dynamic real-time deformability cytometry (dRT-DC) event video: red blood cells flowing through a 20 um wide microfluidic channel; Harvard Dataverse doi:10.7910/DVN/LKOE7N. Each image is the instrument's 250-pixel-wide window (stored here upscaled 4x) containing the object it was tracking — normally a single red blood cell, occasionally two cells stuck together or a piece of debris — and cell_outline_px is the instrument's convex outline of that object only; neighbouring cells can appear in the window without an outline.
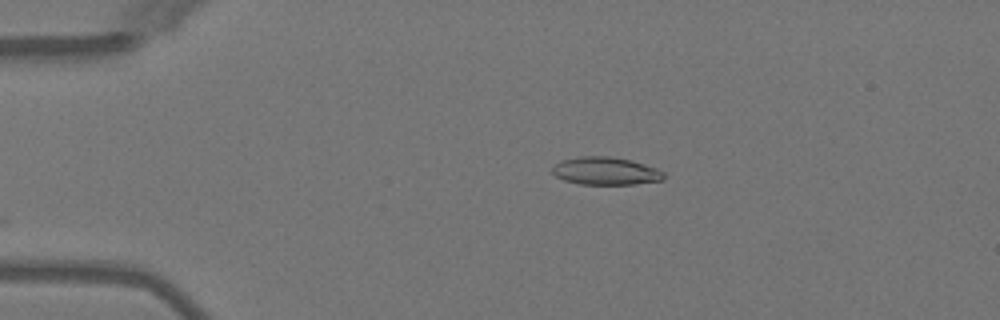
{"species": "Egyptian fruit bat (a non-hibernating species)", "species_latin": "Rousettus aegyptiacus", "temperature_condition": "warm", "stored_images_in_passage": 2, "camera_frame_rate_fps": 3000, "um_per_image_px": 0.085, "animal": {"sex": "female"}, "frame": {"image": 1, "passage_image": 2, "time_ms": 1.333, "image_size_px": [1000, 320], "cell_outline_px": [[664, 180], [636, 184], [580, 184], [564, 180], [556, 176], [552, 172], [552, 168], [556, 164], [564, 160], [580, 156], [608, 156], [632, 160], [656, 168], [664, 172]], "centroid_in_image_um": [51.51, 14.54], "position_along_channel_um": 33.5, "area_um2": 17.98}}